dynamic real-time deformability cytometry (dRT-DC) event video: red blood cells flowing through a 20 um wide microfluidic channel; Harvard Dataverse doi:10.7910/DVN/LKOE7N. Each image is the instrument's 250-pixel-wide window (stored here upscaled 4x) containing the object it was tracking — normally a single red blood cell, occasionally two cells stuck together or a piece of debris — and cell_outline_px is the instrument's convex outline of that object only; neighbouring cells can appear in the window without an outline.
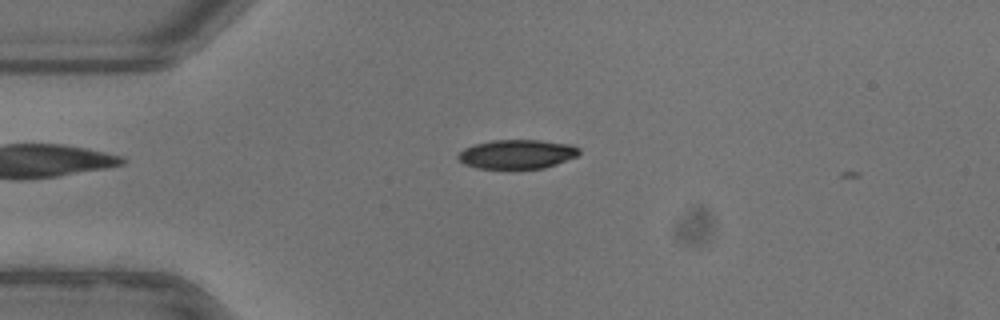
{"species": "common noctule bat (a hibernating species)", "species_latin": "Nyctalus noctula", "temperature_condition": "warm", "stored_images_in_passage": 10, "camera_frame_rate_fps": 3000, "um_per_image_px": 0.085, "animal": {"sex": "female"}, "frame": {"image": 1, "passage_image": 6, "time_ms": 1.667, "image_size_px": [1000, 320], "cell_outline_px": [[580, 152], [576, 156], [556, 164], [544, 168], [476, 168], [464, 164], [456, 156], [464, 148], [476, 144], [492, 140], [540, 140], [572, 144], [580, 148]], "centroid_in_image_um": [43.96, 13.09], "position_along_channel_um": 41.0, "area_um2": 20.46}}